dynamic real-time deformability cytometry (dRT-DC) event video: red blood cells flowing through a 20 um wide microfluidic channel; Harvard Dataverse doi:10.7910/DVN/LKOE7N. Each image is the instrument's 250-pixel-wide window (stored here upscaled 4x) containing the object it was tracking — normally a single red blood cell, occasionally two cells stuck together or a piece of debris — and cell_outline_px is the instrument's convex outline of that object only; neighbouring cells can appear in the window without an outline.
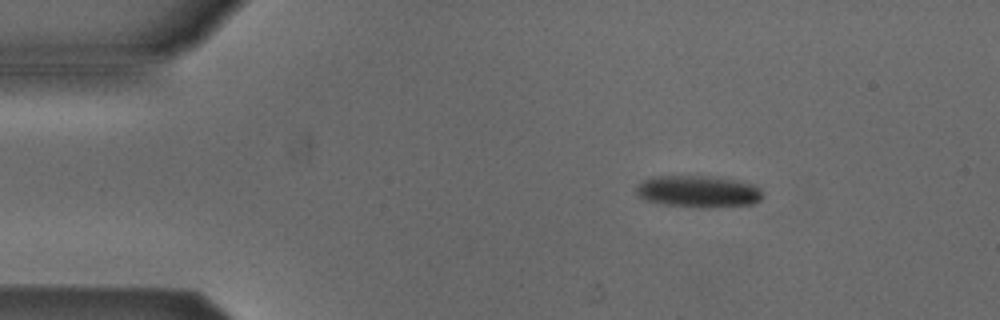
{"species": "Egyptian fruit bat (a non-hibernating species)", "species_latin": "Rousettus aegyptiacus", "temperature_condition": "cold", "stored_images_in_passage": 3, "camera_frame_rate_fps": 3000, "um_per_image_px": 0.085, "animal": {"sex": "male"}, "frame": {"image": 1, "passage_image": 1, "time_ms": 0.0, "image_size_px": [1000, 320], "cell_outline_px": [[764, 196], [756, 204], [708, 208], [664, 204], [648, 200], [640, 196], [636, 192], [636, 188], [644, 180], [652, 176], [712, 176], [736, 180], [752, 184], [760, 188]], "centroid_in_image_um": [59.42, 16.27], "position_along_channel_um": 25.6, "area_um2": 23.47}}
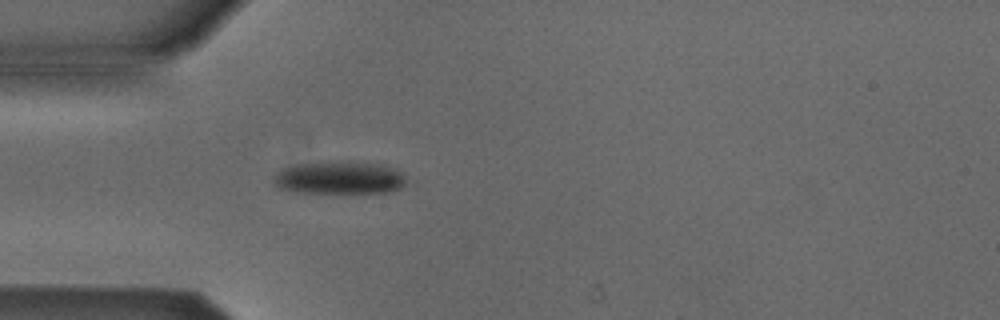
{"frame": {"image": 2, "passage_image": 3, "time_ms": 2.333, "image_size_px": [1000, 320], "cell_outline_px": [[404, 184], [400, 188], [388, 192], [296, 192], [276, 188], [272, 180], [272, 176], [276, 172], [284, 168], [296, 164], [328, 160], [344, 160], [384, 164], [400, 172], [404, 176]], "centroid_in_image_um": [28.77, 15.07], "position_along_channel_um": 56.2, "area_um2": 25.78}}